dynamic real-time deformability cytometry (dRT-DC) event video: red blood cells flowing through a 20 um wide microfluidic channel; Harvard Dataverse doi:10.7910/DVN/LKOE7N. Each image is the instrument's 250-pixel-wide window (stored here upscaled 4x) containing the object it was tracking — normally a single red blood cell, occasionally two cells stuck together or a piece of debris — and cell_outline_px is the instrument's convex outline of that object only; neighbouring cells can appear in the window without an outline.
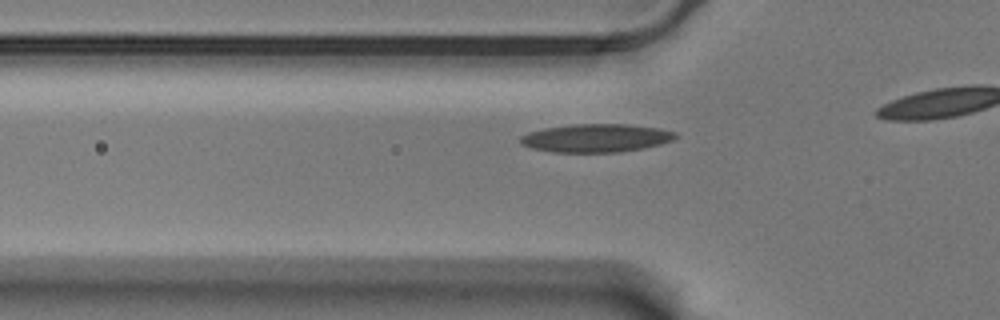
{"species": "Egyptian fruit bat (a non-hibernating species)", "species_latin": "Rousettus aegyptiacus", "temperature_condition": "warm", "stored_images_in_passage": 15, "camera_frame_rate_fps": 3000, "um_per_image_px": 0.085, "animal": {"sex": "male"}, "frame": {"image": 1, "passage_image": 9, "time_ms": 2.667, "image_size_px": [1000, 320], "cell_outline_px": [[676, 136], [672, 140], [660, 144], [644, 148], [620, 152], [552, 152], [532, 148], [520, 144], [520, 136], [528, 132], [544, 128], [572, 124], [628, 124], [660, 128], [676, 132]], "centroid_in_image_um": [50.65, 11.73], "position_along_channel_um": 75.2, "area_um2": 25.61}}
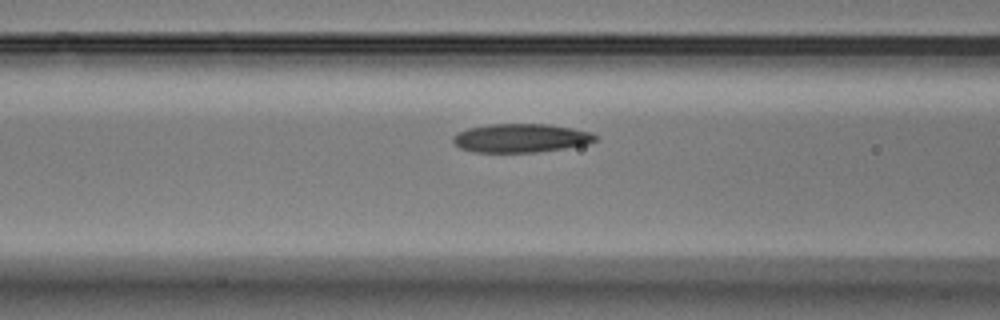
{"frame": {"image": 2, "passage_image": 13, "time_ms": 4.0, "image_size_px": [1000, 320], "cell_outline_px": [[596, 140], [588, 144], [564, 148], [536, 152], [472, 152], [460, 148], [452, 140], [452, 136], [456, 132], [468, 128], [488, 124], [548, 124], [572, 128], [592, 132], [596, 136]], "centroid_in_image_um": [44.24, 11.73], "position_along_channel_um": 122.4, "area_um2": 23.87}}